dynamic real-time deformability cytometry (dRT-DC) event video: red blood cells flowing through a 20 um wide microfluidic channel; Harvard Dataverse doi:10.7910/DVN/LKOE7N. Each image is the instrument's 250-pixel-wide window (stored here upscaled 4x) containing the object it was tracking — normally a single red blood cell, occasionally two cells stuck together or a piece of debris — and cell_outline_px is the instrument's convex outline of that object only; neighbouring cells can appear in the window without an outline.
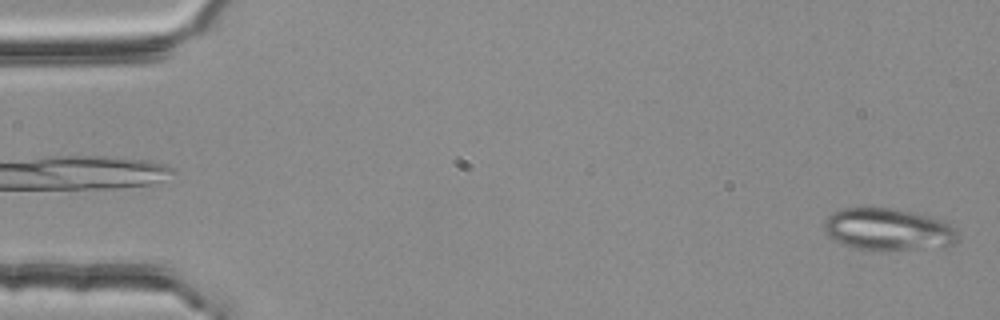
{"species": "common noctule bat (a hibernating species)", "species_latin": "Nyctalus noctula", "temperature_condition": "room temperature", "stored_images_in_passage": 4, "segment_of_instrument_passage": [2, 2], "camera_frame_rate_fps": 3000, "um_per_image_px": 0.085, "animal": {"sex": "female", "body_mass_g": 25.1}, "frame": {"image": 1, "passage_image": 4, "time_ms": 1.0, "image_size_px": [1000, 320], "cell_outline_px": [[960, 240], [944, 248], [880, 252], [872, 252], [852, 248], [840, 244], [832, 240], [824, 232], [824, 224], [828, 216], [832, 212], [840, 208], [892, 208], [916, 212], [932, 216], [944, 220], [960, 236]], "centroid_in_image_um": [75.5, 19.55], "position_along_channel_um": 9.5, "area_um2": 34.22}}